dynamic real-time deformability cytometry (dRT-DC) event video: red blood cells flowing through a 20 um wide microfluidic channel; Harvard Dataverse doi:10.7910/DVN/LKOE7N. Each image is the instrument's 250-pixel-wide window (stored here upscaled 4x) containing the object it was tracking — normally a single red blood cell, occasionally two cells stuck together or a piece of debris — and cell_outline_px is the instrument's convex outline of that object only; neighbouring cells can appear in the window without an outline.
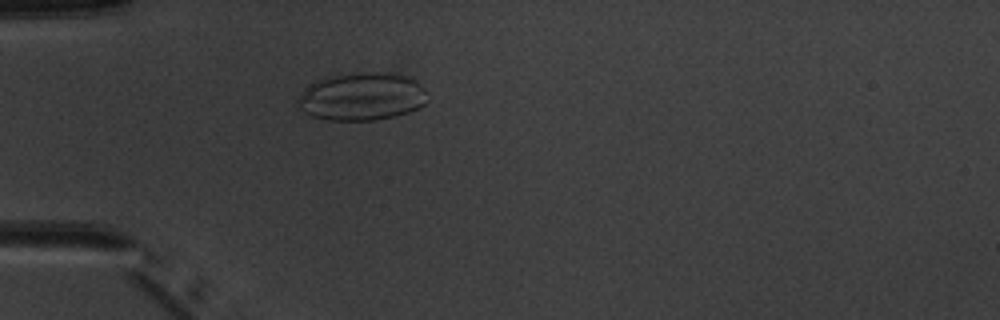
{"species": "common noctule bat (a hibernating species)", "species_latin": "Nyctalus noctula", "temperature_condition": "warm", "stored_images_in_passage": 3, "camera_frame_rate_fps": 3000, "um_per_image_px": 0.085, "animal": {"sex": "male", "body_mass_g": 20.1, "forearm_length_mm": 53.5}, "frame": {"image": 1, "passage_image": 3, "time_ms": 2.333, "image_size_px": [1000, 320], "cell_outline_px": [[428, 100], [420, 108], [408, 112], [376, 120], [332, 120], [312, 116], [304, 112], [300, 108], [300, 96], [308, 84], [316, 80], [328, 76], [360, 72], [388, 72], [408, 76], [416, 80], [428, 92]], "centroid_in_image_um": [30.82, 8.19], "position_along_channel_um": 54.2, "area_um2": 36.3}}